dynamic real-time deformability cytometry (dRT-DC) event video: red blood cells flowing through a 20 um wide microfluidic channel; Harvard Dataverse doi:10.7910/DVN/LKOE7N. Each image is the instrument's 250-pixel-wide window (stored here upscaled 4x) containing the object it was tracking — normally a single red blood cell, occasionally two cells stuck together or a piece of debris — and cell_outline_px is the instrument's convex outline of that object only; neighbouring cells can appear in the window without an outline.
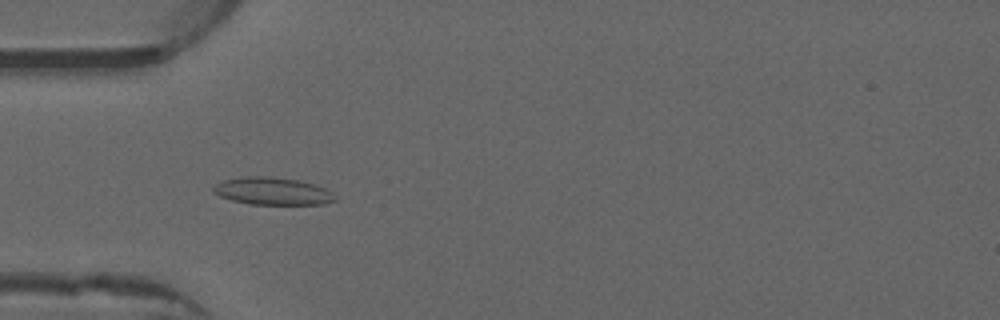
{"species": "common noctule bat (a hibernating species)", "species_latin": "Nyctalus noctula", "temperature_condition": "warm", "stored_images_in_passage": 47, "camera_frame_rate_fps": 3000, "um_per_image_px": 0.085, "animal": {"sex": "male", "forearm_length_mm": 52.5}, "frame": {"image": 1, "passage_image": 10, "time_ms": 3.0, "image_size_px": [1000, 320], "cell_outline_px": [[336, 200], [324, 204], [248, 204], [232, 200], [220, 196], [212, 192], [212, 188], [216, 184], [224, 180], [244, 176], [268, 176], [300, 180], [324, 188], [332, 192], [336, 196]], "centroid_in_image_um": [23.15, 16.24], "position_along_channel_um": 61.8, "area_um2": 19.48}}
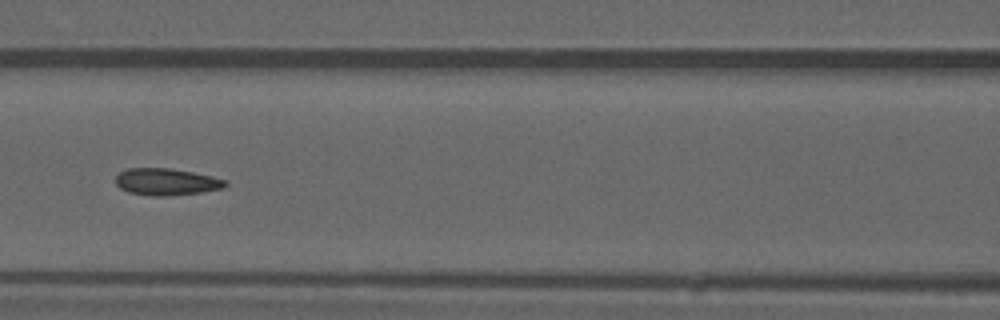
{"frame": {"image": 2, "passage_image": 17, "time_ms": 5.333, "image_size_px": [1000, 320], "cell_outline_px": [[228, 184], [224, 188], [200, 192], [164, 196], [152, 196], [128, 192], [120, 188], [116, 184], [116, 176], [120, 172], [128, 168], [172, 168], [212, 176], [228, 180]], "centroid_in_image_um": [14.16, 15.45], "position_along_channel_um": 152.4, "area_um2": 17.22}}
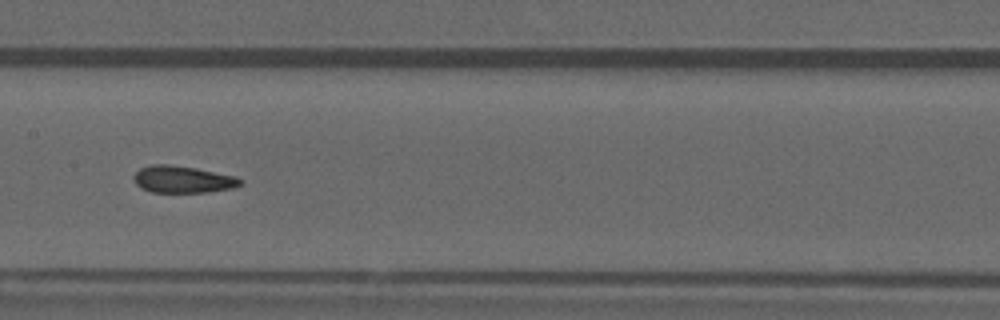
{"frame": {"image": 3, "passage_image": 20, "time_ms": 6.333, "image_size_px": [1000, 320], "cell_outline_px": [[244, 180], [240, 184], [232, 188], [208, 192], [152, 192], [140, 188], [132, 180], [132, 176], [140, 168], [152, 164], [168, 164], [196, 168], [236, 176]], "centroid_in_image_um": [15.5, 15.24], "position_along_channel_um": 191.9, "area_um2": 16.88}, "authors_computed_cell_mechanics": {"area_um2": 16.9932, "velocity_mm_per_s": 3.9478, "shape_relaxation_time_tau1_ms": null, "shape_relaxation_time_tau2_ms": 1.8545, "deformation_change_tau1": null, "deformation_change_tau2": 0.083}}